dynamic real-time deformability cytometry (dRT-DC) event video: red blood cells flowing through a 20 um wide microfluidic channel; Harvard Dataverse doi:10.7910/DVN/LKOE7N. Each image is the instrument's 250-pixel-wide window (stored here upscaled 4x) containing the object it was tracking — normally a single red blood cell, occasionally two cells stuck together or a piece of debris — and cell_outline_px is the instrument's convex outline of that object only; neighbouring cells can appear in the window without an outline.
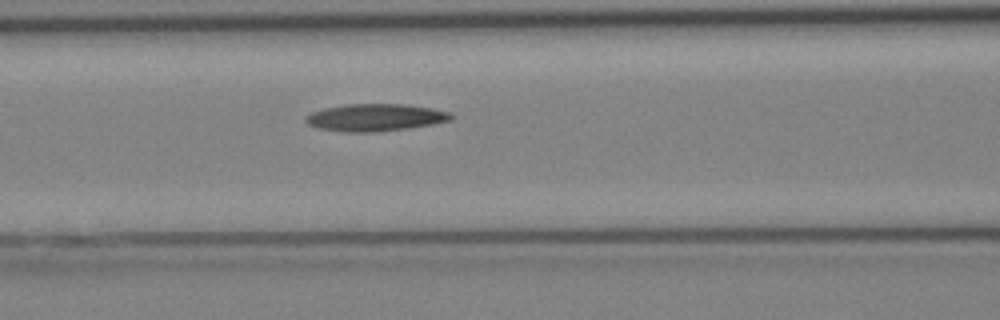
{"species": "Egyptian fruit bat (a non-hibernating species)", "species_latin": "Rousettus aegyptiacus", "temperature_condition": "cold", "stored_images_in_passage": 21, "camera_frame_rate_fps": 3000, "um_per_image_px": 0.085, "animal": {"sex": "female"}, "frame": {"image": 1, "passage_image": 4, "time_ms": 1.0, "image_size_px": [1000, 320], "cell_outline_px": [[452, 120], [432, 124], [408, 128], [372, 132], [344, 132], [320, 128], [308, 124], [304, 120], [304, 116], [312, 112], [324, 108], [348, 104], [404, 104], [432, 108], [452, 112]], "centroid_in_image_um": [31.9, 9.98], "position_along_channel_um": 134.7, "area_um2": 23.06}}
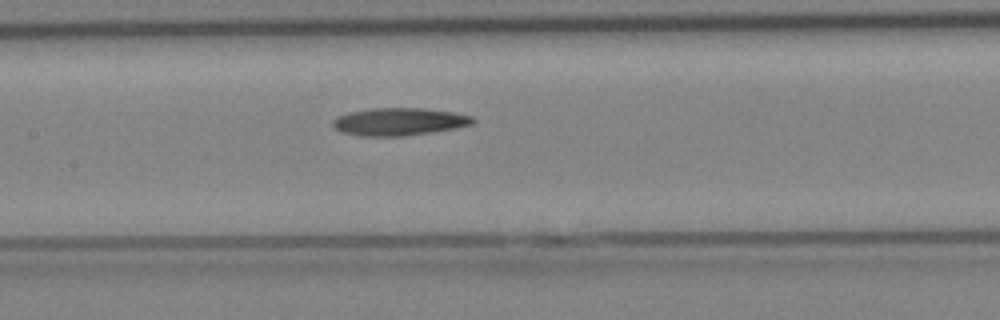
{"frame": {"image": 2, "passage_image": 6, "time_ms": 1.667, "image_size_px": [1000, 320], "cell_outline_px": [[476, 120], [472, 124], [456, 128], [432, 132], [404, 136], [360, 136], [340, 132], [332, 124], [332, 120], [340, 116], [352, 112], [372, 108], [424, 108], [452, 112], [472, 116]], "centroid_in_image_um": [33.94, 10.35], "position_along_channel_um": 173.5, "area_um2": 22.43}}